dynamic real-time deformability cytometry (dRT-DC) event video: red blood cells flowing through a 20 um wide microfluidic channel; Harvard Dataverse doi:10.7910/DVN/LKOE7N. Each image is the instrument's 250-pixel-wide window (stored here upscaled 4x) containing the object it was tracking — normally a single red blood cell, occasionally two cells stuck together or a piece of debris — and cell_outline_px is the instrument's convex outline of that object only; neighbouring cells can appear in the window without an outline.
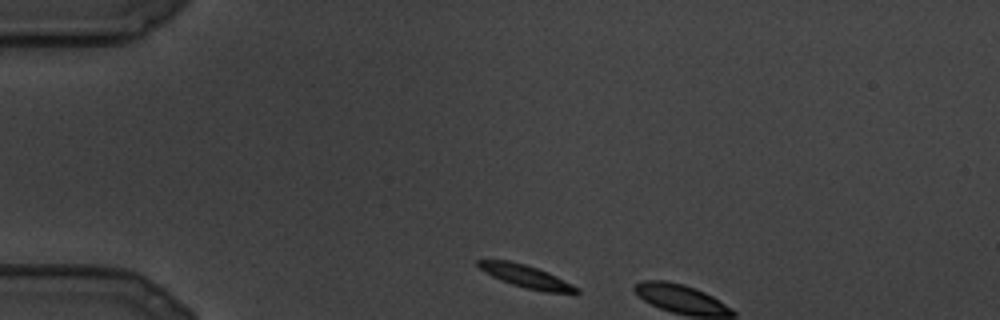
{"species": "common noctule bat (a hibernating species)", "species_latin": "Nyctalus noctula", "temperature_condition": "cold", "stored_images_in_passage": 4, "camera_frame_rate_fps": 3000, "um_per_image_px": 0.085, "animal": {"sex": "male", "body_mass_g": 19.5, "forearm_length_mm": 54.6}, "frame": {"image": 1, "passage_image": 1, "time_ms": 0.0, "image_size_px": [1000, 320], "cell_outline_px": [[580, 292], [544, 292], [524, 288], [512, 284], [492, 276], [484, 272], [476, 264], [476, 260], [508, 260], [524, 264], [548, 272], [580, 288]], "centroid_in_image_um": [44.7, 23.49], "position_along_channel_um": 40.3, "area_um2": 12.83}}